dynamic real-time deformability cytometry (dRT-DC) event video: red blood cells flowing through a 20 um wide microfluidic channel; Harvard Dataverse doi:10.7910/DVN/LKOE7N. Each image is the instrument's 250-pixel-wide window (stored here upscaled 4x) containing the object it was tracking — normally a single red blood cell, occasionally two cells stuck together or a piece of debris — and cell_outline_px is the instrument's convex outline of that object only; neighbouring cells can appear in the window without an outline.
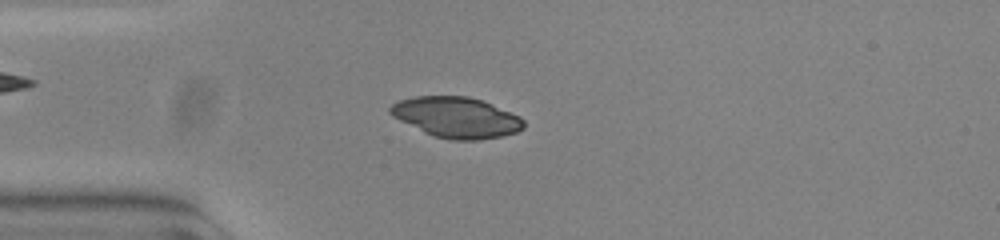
{"species": "common noctule bat (a hibernating species)", "species_latin": "Nyctalus noctula", "temperature_condition": "warm", "stored_images_in_passage": 54, "camera_frame_rate_fps": 3000, "um_per_image_px": 0.085, "animal": {"sex": "female", "body_mass_g": 23.0, "forearm_length_mm": 53.4}, "frame": {"image": 1, "passage_image": 14, "time_ms": 4.333, "image_size_px": [1000, 240], "cell_outline_px": [[524, 128], [516, 132], [500, 136], [480, 140], [452, 140], [432, 136], [392, 116], [388, 112], [388, 108], [392, 104], [400, 100], [416, 96], [468, 96], [492, 104], [520, 116], [524, 120]], "centroid_in_image_um": [38.79, 9.98], "position_along_channel_um": 46.2, "area_um2": 31.56}}
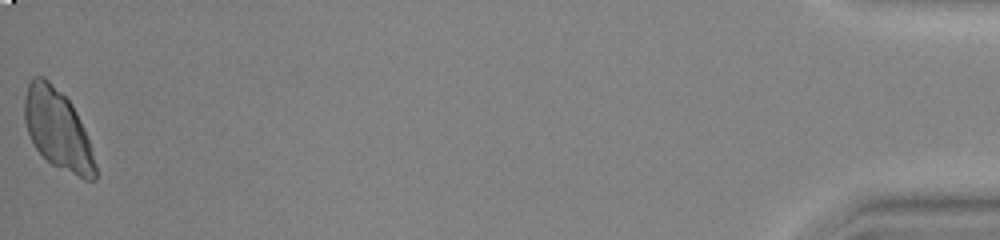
{"frame": {"image": 2, "passage_image": 54, "time_ms": 17.667, "image_size_px": [1000, 240], "cell_outline_px": [[96, 180], [84, 180], [52, 164], [36, 148], [28, 132], [24, 120], [24, 100], [28, 84], [36, 76], [44, 76], [72, 104], [76, 112], [88, 140], [96, 164]], "centroid_in_image_um": [4.9, 11.02], "position_along_channel_um": 430.3, "area_um2": 32.43}}